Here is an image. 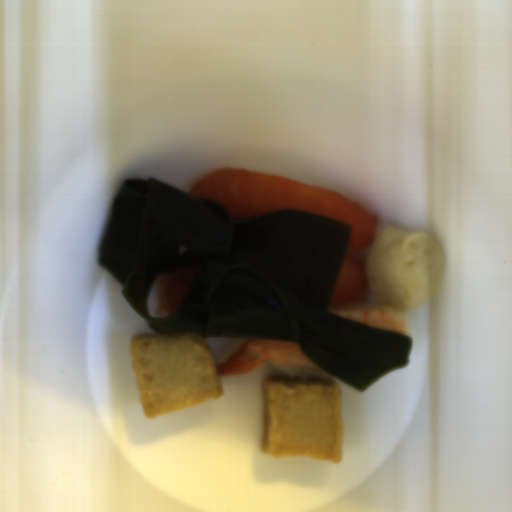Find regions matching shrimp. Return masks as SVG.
<instances>
[{
    "mask_svg": "<svg viewBox=\"0 0 512 512\" xmlns=\"http://www.w3.org/2000/svg\"><path fill=\"white\" fill-rule=\"evenodd\" d=\"M267 362L325 371L301 352L297 342L251 339L219 364L216 370L219 376H238L254 371Z\"/></svg>",
    "mask_w": 512,
    "mask_h": 512,
    "instance_id": "shrimp-1",
    "label": "shrimp"
},
{
    "mask_svg": "<svg viewBox=\"0 0 512 512\" xmlns=\"http://www.w3.org/2000/svg\"><path fill=\"white\" fill-rule=\"evenodd\" d=\"M328 312L354 322L408 335L407 323L403 315L397 311L363 307H340L328 310Z\"/></svg>",
    "mask_w": 512,
    "mask_h": 512,
    "instance_id": "shrimp-2",
    "label": "shrimp"
}]
</instances>
